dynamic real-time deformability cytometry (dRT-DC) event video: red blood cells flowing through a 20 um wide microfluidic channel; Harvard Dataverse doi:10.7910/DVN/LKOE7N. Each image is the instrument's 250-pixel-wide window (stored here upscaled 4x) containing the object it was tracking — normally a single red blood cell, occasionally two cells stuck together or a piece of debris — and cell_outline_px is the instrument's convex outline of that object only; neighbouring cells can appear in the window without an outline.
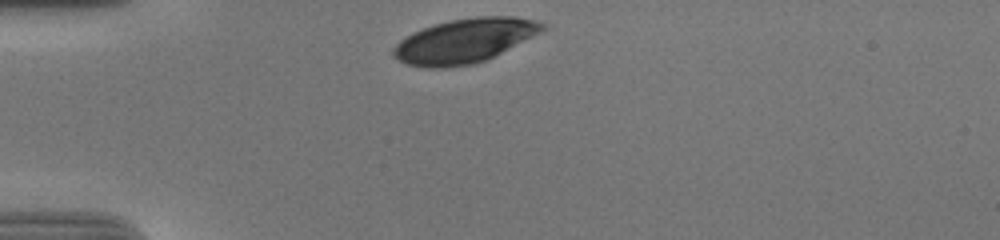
{"species": "human", "species_latin": "Homo sapiens", "temperature_condition": "cold", "stored_images_in_passage": 32, "camera_frame_rate_fps": 3000, "um_per_image_px": 0.085, "donor": {"sex": "male"}, "frame": {"image": 1, "passage_image": 1, "time_ms": 0.0, "image_size_px": [1000, 240], "cell_outline_px": [[548, 28], [488, 60], [472, 64], [444, 68], [428, 68], [408, 64], [400, 60], [392, 52], [392, 48], [400, 40], [412, 32], [436, 24], [452, 20], [476, 16], [516, 16], [548, 24]], "centroid_in_image_um": [39.52, 3.46], "position_along_channel_um": 45.5, "area_um2": 38.38}}
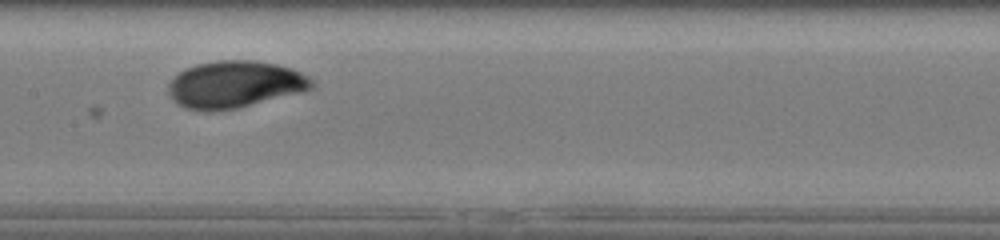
{"frame": {"image": 2, "passage_image": 15, "time_ms": 4.667, "image_size_px": [1000, 240], "cell_outline_px": [[316, 88], [304, 92], [236, 108], [212, 112], [208, 112], [184, 108], [176, 104], [172, 100], [168, 92], [168, 84], [184, 68], [196, 64], [216, 60], [252, 60], [276, 64], [292, 68], [308, 76], [316, 84]], "centroid_in_image_um": [19.97, 7.18], "position_along_channel_um": 187.4, "area_um2": 39.77}}
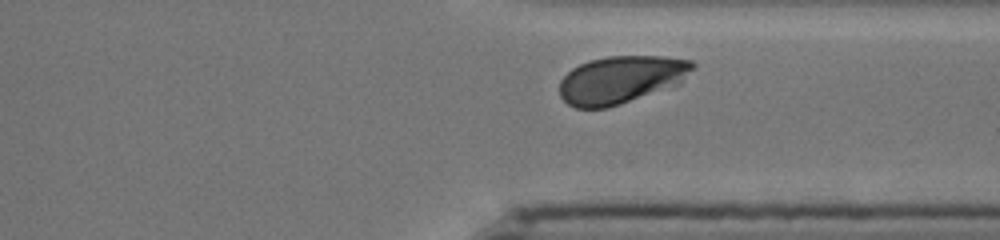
{"frame": {"image": 3, "passage_image": 29, "time_ms": 9.333, "image_size_px": [1000, 240], "cell_outline_px": [[696, 64], [680, 84], [608, 108], [576, 108], [568, 104], [560, 96], [560, 80], [572, 68], [580, 64], [592, 60], [608, 56], [664, 56], [692, 60]], "centroid_in_image_um": [52.8, 6.76], "position_along_channel_um": 358.6, "area_um2": 36.88}, "authors_computed_cell_mechanics": {"area_um2": 38.3792, "velocity_mm_per_s": 3.6563, "shape_relaxation_time_tau1_ms": 3.3126, "shape_relaxation_time_tau2_ms": null, "deformation_change_tau1": 0.1439, "deformation_change_tau2": null}}